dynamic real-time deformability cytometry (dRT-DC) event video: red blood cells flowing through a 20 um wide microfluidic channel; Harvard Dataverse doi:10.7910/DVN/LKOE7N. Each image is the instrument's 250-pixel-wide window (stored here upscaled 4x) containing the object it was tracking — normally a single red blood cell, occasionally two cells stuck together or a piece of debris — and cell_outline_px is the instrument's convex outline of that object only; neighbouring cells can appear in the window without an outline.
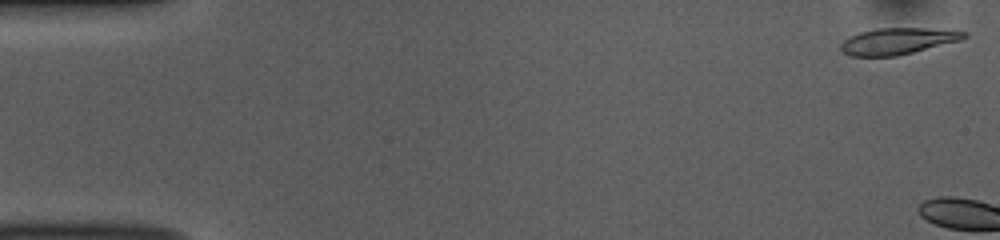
{"species": "common noctule bat (a hibernating species)", "species_latin": "Nyctalus noctula", "temperature_condition": "room temperature", "stored_images_in_passage": 3, "camera_frame_rate_fps": 3000, "um_per_image_px": 0.085, "animal": {"sex": "female", "body_mass_g": 10.0, "forearm_length_mm": 53.1}, "frame": {"image": 1, "passage_image": 1, "time_ms": 0.0, "image_size_px": [1000, 240], "cell_outline_px": [[968, 36], [960, 40], [896, 56], [848, 56], [840, 48], [840, 44], [844, 40], [860, 32], [876, 28], [924, 28], [968, 32]], "centroid_in_image_um": [76.27, 3.49], "position_along_channel_um": 8.7, "area_um2": 18.73}}